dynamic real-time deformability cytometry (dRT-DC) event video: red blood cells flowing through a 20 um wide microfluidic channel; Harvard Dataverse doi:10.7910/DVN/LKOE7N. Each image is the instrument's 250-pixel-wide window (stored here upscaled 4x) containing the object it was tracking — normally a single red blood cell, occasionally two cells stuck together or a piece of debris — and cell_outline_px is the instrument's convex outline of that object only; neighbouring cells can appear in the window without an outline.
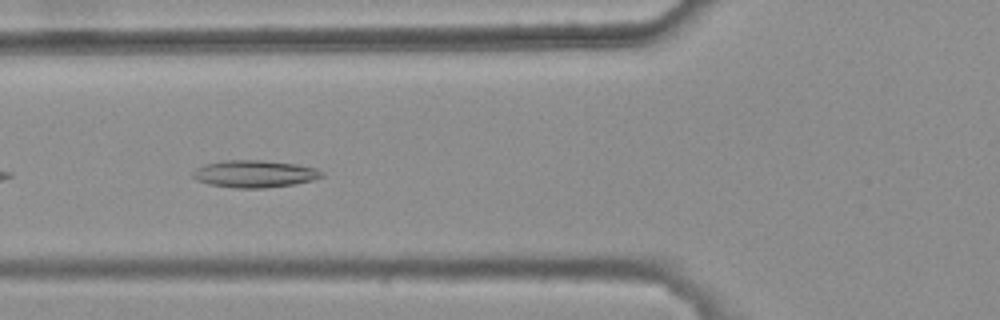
{"species": "common noctule bat (a hibernating species)", "species_latin": "Nyctalus noctula", "temperature_condition": "warm", "stored_images_in_passage": 29, "camera_frame_rate_fps": 3000, "um_per_image_px": 0.085, "animal": {"sex": "female", "body_mass_g": 25.1}, "frame": {"image": 1, "passage_image": 5, "time_ms": 1.333, "image_size_px": [1000, 320], "cell_outline_px": [[324, 176], [312, 180], [292, 184], [264, 188], [236, 188], [208, 184], [196, 180], [192, 176], [192, 172], [196, 168], [204, 164], [224, 160], [260, 160], [296, 164], [316, 168], [324, 172]], "centroid_in_image_um": [21.61, 14.77], "position_along_channel_um": 104.2, "area_um2": 20.46}}
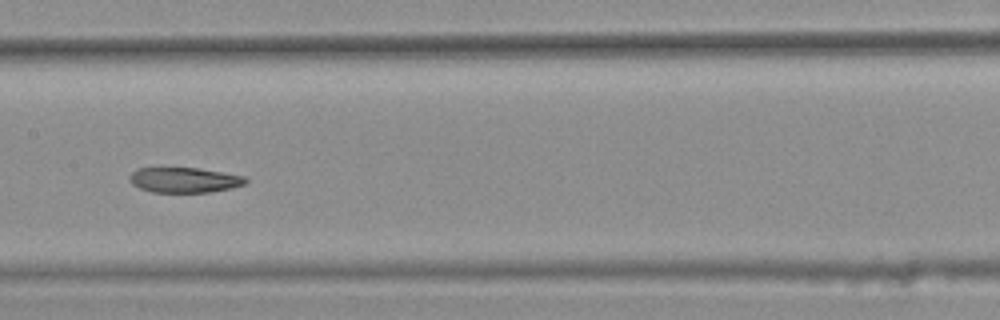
{"frame": {"image": 2, "passage_image": 12, "time_ms": 3.667, "image_size_px": [1000, 320], "cell_outline_px": [[248, 180], [244, 184], [232, 188], [208, 192], [152, 192], [140, 188], [132, 184], [128, 180], [128, 176], [136, 168], [200, 168], [244, 176]], "centroid_in_image_um": [15.64, 15.29], "position_along_channel_um": 191.8, "area_um2": 17.05}}
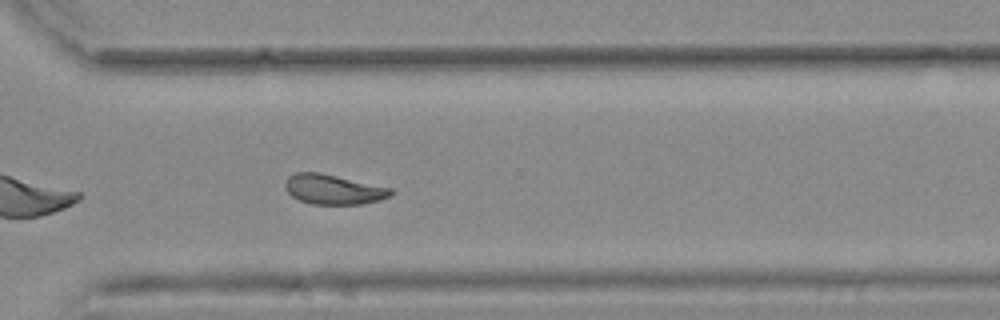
{"frame": {"image": 3, "passage_image": 24, "time_ms": 7.667, "image_size_px": [1000, 320], "cell_outline_px": [[396, 192], [392, 196], [380, 200], [360, 204], [312, 204], [300, 200], [292, 196], [284, 188], [284, 180], [288, 176], [296, 172], [320, 172], [392, 188]], "centroid_in_image_um": [28.35, 16.09], "position_along_channel_um": 342.3, "area_um2": 18.61}, "authors_computed_cell_mechanics": {"area_um2": 18.6116, "velocity_mm_per_s": 3.7573, "shape_relaxation_time_tau1_ms": 11.3847, "shape_relaxation_time_tau2_ms": 3.8955, "deformation_change_tau1": 0.2238, "deformation_change_tau2": 0.1047}}